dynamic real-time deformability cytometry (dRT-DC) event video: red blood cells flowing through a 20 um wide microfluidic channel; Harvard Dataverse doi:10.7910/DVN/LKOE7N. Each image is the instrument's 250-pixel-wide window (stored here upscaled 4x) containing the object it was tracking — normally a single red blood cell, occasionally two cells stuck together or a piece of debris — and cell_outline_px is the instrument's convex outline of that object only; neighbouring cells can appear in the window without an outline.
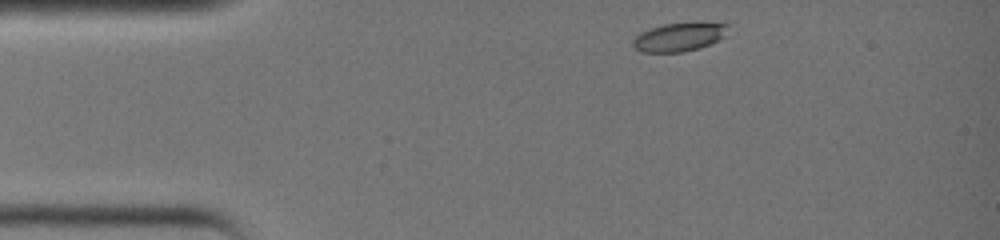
{"species": "common noctule bat (a hibernating species)", "species_latin": "Nyctalus noctula", "temperature_condition": "warm", "stored_images_in_passage": 28, "segment_of_instrument_passage": [1, 2], "camera_frame_rate_fps": 3000, "um_per_image_px": 0.085, "animal": {"sex": "female", "body_mass_g": 19.0, "forearm_length_mm": 51.5}, "frame": {"image": 1, "passage_image": 1, "time_ms": 0.0, "image_size_px": [1000, 240], "cell_outline_px": [[728, 36], [700, 48], [680, 52], [640, 52], [632, 44], [632, 40], [640, 32], [648, 28], [664, 24], [692, 20], [700, 20], [728, 24]], "centroid_in_image_um": [57.79, 3.09], "position_along_channel_um": 27.2, "area_um2": 16.65}}
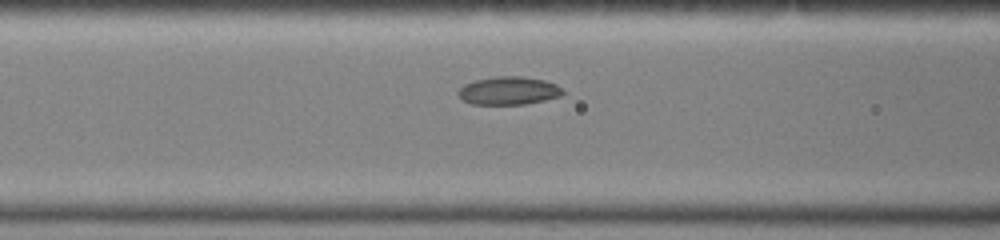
{"frame": {"image": 2, "passage_image": 10, "time_ms": 3.0, "image_size_px": [1000, 240], "cell_outline_px": [[564, 96], [524, 104], [472, 104], [464, 100], [456, 92], [464, 84], [476, 80], [496, 76], [520, 76], [544, 80], [556, 84], [564, 92]], "centroid_in_image_um": [43.25, 7.71], "position_along_channel_um": 123.3, "area_um2": 17.05}}
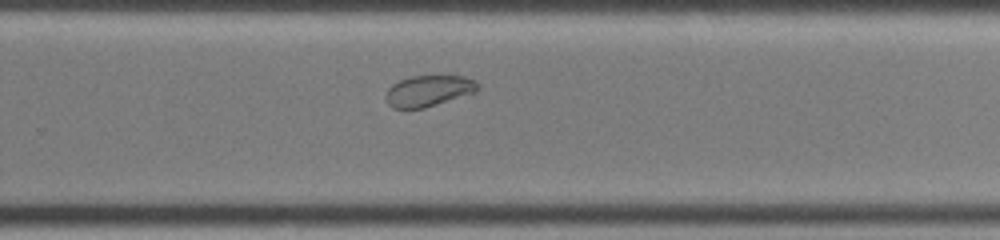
{"frame": {"image": 3, "passage_image": 20, "time_ms": 6.333, "image_size_px": [1000, 240], "cell_outline_px": [[480, 88], [476, 92], [424, 108], [392, 108], [388, 104], [384, 96], [388, 88], [392, 84], [400, 80], [412, 76], [464, 76], [476, 80], [480, 84]], "centroid_in_image_um": [36.44, 7.72], "position_along_channel_um": 293.4, "area_um2": 16.76}}